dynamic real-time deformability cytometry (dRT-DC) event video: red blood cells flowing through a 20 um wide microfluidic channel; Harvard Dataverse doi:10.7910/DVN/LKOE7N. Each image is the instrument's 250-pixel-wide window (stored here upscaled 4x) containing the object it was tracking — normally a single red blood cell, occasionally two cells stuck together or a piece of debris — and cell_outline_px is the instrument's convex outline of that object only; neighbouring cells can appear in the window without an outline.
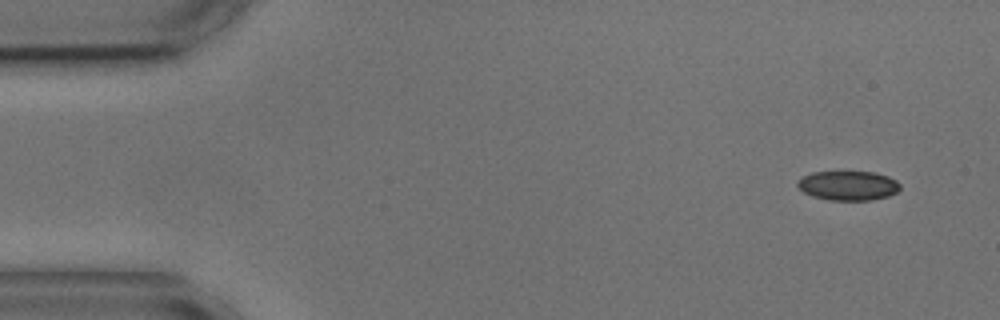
{"species": "common noctule bat (a hibernating species)", "species_latin": "Nyctalus noctula", "temperature_condition": "cold", "stored_images_in_passage": 4, "camera_frame_rate_fps": 3000, "um_per_image_px": 0.085, "animal": {"sex": "male", "body_mass_g": 17.9, "forearm_length_mm": 54.2}, "frame": {"image": 1, "passage_image": 1, "time_ms": 0.0, "image_size_px": [1000, 320], "cell_outline_px": [[900, 188], [896, 192], [888, 196], [872, 200], [828, 200], [812, 196], [804, 192], [796, 184], [796, 180], [800, 176], [812, 172], [872, 172], [888, 176], [896, 180], [900, 184]], "centroid_in_image_um": [72.06, 15.77], "position_along_channel_um": 12.9, "area_um2": 17.69}}
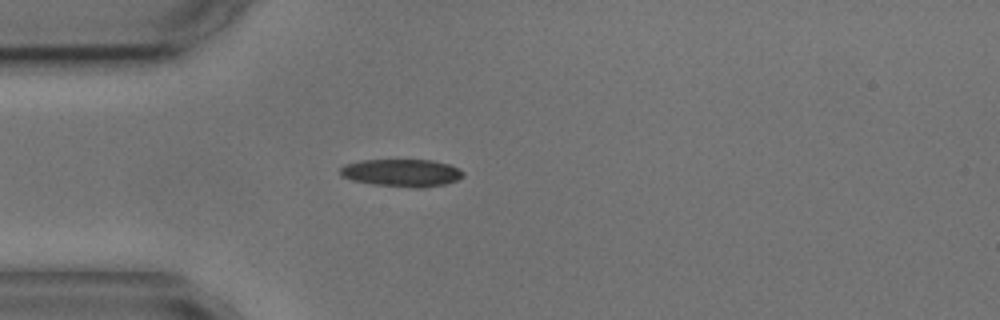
{"frame": {"image": 2, "passage_image": 4, "time_ms": 3.667, "image_size_px": [1000, 320], "cell_outline_px": [[464, 176], [456, 180], [444, 184], [424, 188], [416, 188], [372, 184], [352, 180], [340, 176], [340, 168], [344, 164], [360, 160], [432, 160], [448, 164], [464, 172]], "centroid_in_image_um": [34.11, 14.69], "position_along_channel_um": 50.9, "area_um2": 19.77}}